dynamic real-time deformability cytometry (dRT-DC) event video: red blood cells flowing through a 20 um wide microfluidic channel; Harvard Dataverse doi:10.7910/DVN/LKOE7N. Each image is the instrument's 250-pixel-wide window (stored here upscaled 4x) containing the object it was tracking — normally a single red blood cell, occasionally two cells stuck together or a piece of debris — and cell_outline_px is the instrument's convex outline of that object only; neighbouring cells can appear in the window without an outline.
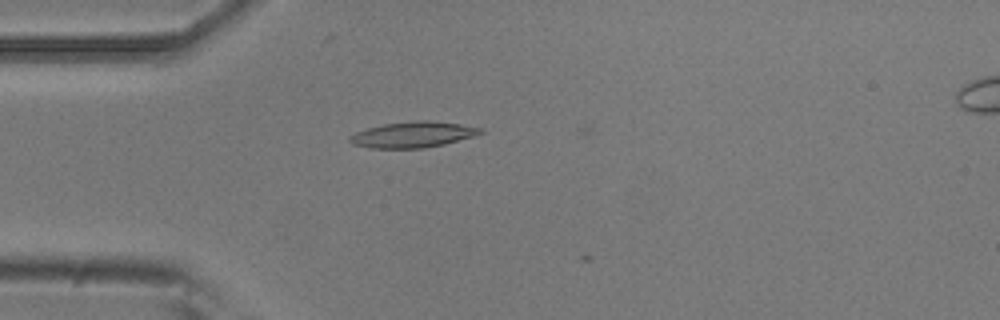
{"species": "common noctule bat (a hibernating species)", "species_latin": "Nyctalus noctula", "temperature_condition": "room temperature", "stored_images_in_passage": 5, "camera_frame_rate_fps": 3000, "um_per_image_px": 0.085, "animal": {"sex": "male", "body_mass_g": 20.5, "forearm_length_mm": 52.5}, "frame": {"image": 1, "passage_image": 4, "time_ms": 1.0, "image_size_px": [1000, 320], "cell_outline_px": [[484, 132], [472, 136], [444, 144], [424, 148], [368, 148], [352, 144], [348, 140], [348, 136], [356, 132], [368, 128], [384, 124], [416, 120], [428, 120], [460, 124], [484, 128]], "centroid_in_image_um": [35.07, 11.44], "position_along_channel_um": 49.9, "area_um2": 19.65}}